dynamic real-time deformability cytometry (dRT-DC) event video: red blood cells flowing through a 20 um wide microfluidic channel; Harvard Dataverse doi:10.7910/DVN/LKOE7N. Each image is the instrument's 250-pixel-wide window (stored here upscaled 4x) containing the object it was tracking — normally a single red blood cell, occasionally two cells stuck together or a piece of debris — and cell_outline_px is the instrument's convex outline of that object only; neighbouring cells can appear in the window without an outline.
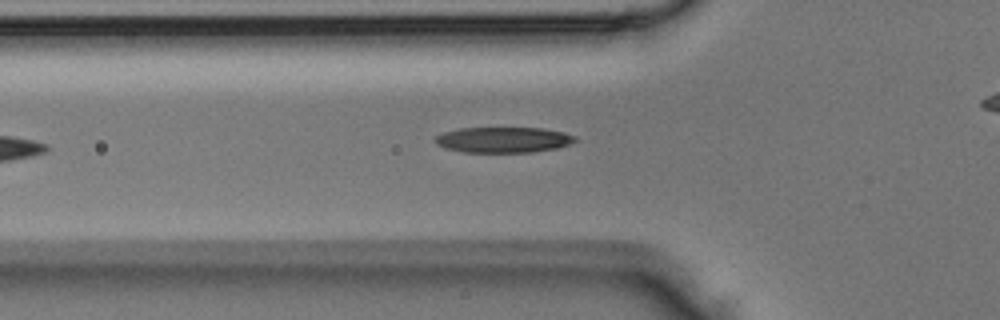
{"species": "Egyptian fruit bat (a non-hibernating species)", "species_latin": "Rousettus aegyptiacus", "temperature_condition": "room temperature", "stored_images_in_passage": 7, "segment_of_instrument_passage": [1, 2], "camera_frame_rate_fps": 3000, "um_per_image_px": 0.085, "animal": {"sex": "male"}, "frame": {"image": 1, "passage_image": 5, "time_ms": 1.333, "image_size_px": [1000, 320], "cell_outline_px": [[580, 140], [556, 148], [532, 152], [464, 152], [444, 148], [436, 144], [432, 140], [436, 136], [444, 132], [460, 128], [544, 128], [564, 132], [576, 136]], "centroid_in_image_um": [42.78, 11.88], "position_along_channel_um": 83.0, "area_um2": 21.04}}